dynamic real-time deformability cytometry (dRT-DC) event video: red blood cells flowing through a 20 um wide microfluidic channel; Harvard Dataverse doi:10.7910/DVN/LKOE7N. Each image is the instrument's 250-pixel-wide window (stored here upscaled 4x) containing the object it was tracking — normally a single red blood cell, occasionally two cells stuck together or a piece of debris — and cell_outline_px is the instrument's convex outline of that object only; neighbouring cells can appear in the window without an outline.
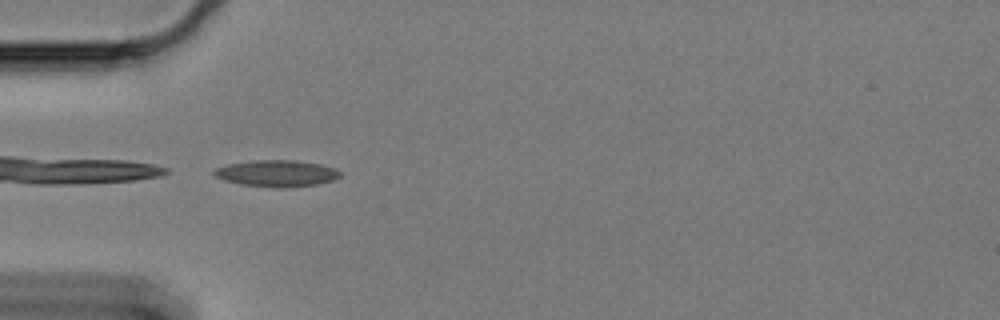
{"species": "Egyptian fruit bat (a non-hibernating species)", "species_latin": "Rousettus aegyptiacus", "temperature_condition": "cold", "stored_images_in_passage": 43, "camera_frame_rate_fps": 3000, "um_per_image_px": 0.085, "animal": {"sex": "female"}, "frame": {"image": 1, "passage_image": 1, "time_ms": 0.0, "image_size_px": [1000, 320], "cell_outline_px": [[340, 176], [332, 180], [316, 184], [284, 188], [276, 188], [240, 184], [224, 180], [216, 176], [212, 172], [216, 168], [228, 164], [256, 160], [296, 160], [320, 164], [336, 168], [340, 172]], "centroid_in_image_um": [23.52, 14.73], "position_along_channel_um": 61.5, "area_um2": 19.42}}
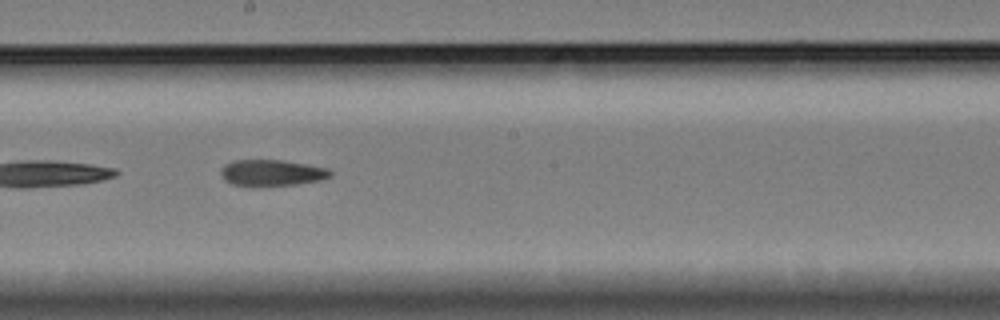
{"frame": {"image": 2, "passage_image": 16, "time_ms": 5.0, "image_size_px": [1000, 320], "cell_outline_px": [[332, 176], [320, 180], [296, 184], [232, 184], [224, 180], [220, 172], [220, 168], [224, 164], [232, 160], [284, 160], [328, 168], [332, 172]], "centroid_in_image_um": [23.1, 14.65], "position_along_channel_um": 225.1, "area_um2": 16.36}}
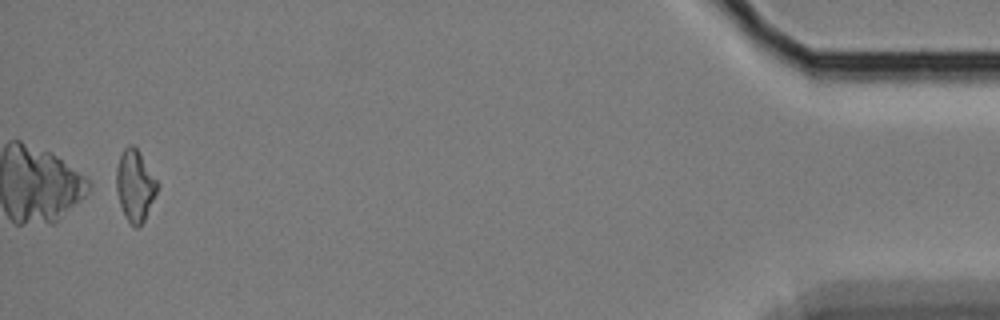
{"frame": {"image": 3, "passage_image": 41, "time_ms": 13.333, "image_size_px": [1000, 320], "cell_outline_px": [[160, 188], [144, 220], [136, 228], [124, 216], [120, 204], [116, 188], [116, 168], [120, 156], [124, 148], [128, 144], [132, 144], [140, 152], [160, 184]], "centroid_in_image_um": [11.5, 15.75], "position_along_channel_um": 423.7, "area_um2": 17.22}}